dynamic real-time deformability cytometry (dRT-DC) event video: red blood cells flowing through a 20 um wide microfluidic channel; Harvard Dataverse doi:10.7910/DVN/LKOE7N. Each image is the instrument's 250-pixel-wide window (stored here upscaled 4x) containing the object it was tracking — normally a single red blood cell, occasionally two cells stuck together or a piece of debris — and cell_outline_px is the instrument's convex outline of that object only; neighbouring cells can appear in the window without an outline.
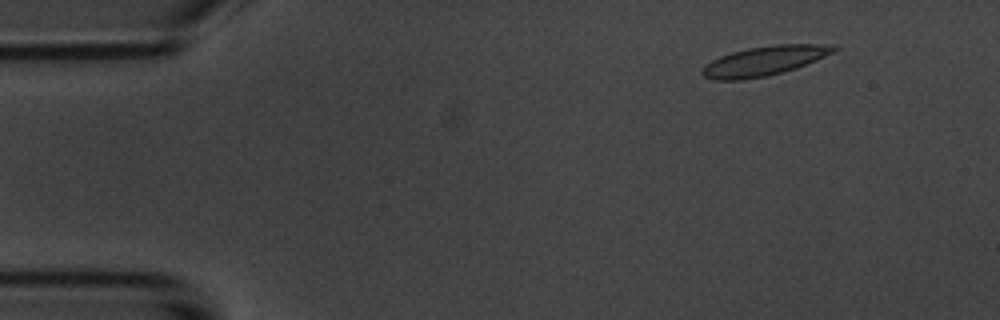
{"species": "common noctule bat (a hibernating species)", "species_latin": "Nyctalus noctula", "temperature_condition": "room temperature", "stored_images_in_passage": 6, "camera_frame_rate_fps": 3000, "um_per_image_px": 0.085, "animal": {"sex": "male", "body_mass_g": 20.1, "forearm_length_mm": 53.5}, "frame": {"image": 1, "passage_image": 2, "time_ms": 1.333, "image_size_px": [1000, 320], "cell_outline_px": [[840, 48], [816, 60], [796, 68], [764, 76], [740, 80], [716, 80], [704, 76], [700, 72], [704, 64], [720, 56], [732, 52], [748, 48], [776, 44], [836, 44]], "centroid_in_image_um": [64.96, 5.16], "position_along_channel_um": 20.0, "area_um2": 22.48}}
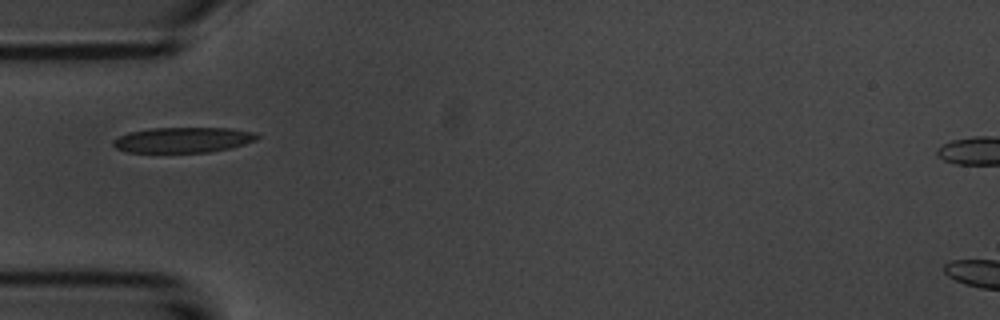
{"frame": {"image": 2, "passage_image": 5, "time_ms": 5.0, "image_size_px": [1000, 320], "cell_outline_px": [[260, 136], [256, 140], [232, 148], [208, 152], [128, 152], [116, 148], [112, 144], [112, 140], [128, 132], [152, 128], [232, 128], [256, 132]], "centroid_in_image_um": [15.59, 11.89], "position_along_channel_um": 69.4, "area_um2": 21.39}}